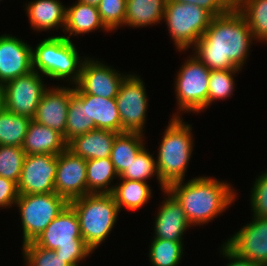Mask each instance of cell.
<instances>
[{
  "label": "cell",
  "mask_w": 267,
  "mask_h": 266,
  "mask_svg": "<svg viewBox=\"0 0 267 266\" xmlns=\"http://www.w3.org/2000/svg\"><path fill=\"white\" fill-rule=\"evenodd\" d=\"M99 28L110 31L102 22L97 6L77 1L66 8L64 32H69V35L64 37L68 40L72 35L86 34Z\"/></svg>",
  "instance_id": "22"
},
{
  "label": "cell",
  "mask_w": 267,
  "mask_h": 266,
  "mask_svg": "<svg viewBox=\"0 0 267 266\" xmlns=\"http://www.w3.org/2000/svg\"><path fill=\"white\" fill-rule=\"evenodd\" d=\"M252 219L225 243L239 256L267 266V217L253 216Z\"/></svg>",
  "instance_id": "15"
},
{
  "label": "cell",
  "mask_w": 267,
  "mask_h": 266,
  "mask_svg": "<svg viewBox=\"0 0 267 266\" xmlns=\"http://www.w3.org/2000/svg\"><path fill=\"white\" fill-rule=\"evenodd\" d=\"M117 134L114 131L96 128L70 140L67 149L85 160L110 157Z\"/></svg>",
  "instance_id": "19"
},
{
  "label": "cell",
  "mask_w": 267,
  "mask_h": 266,
  "mask_svg": "<svg viewBox=\"0 0 267 266\" xmlns=\"http://www.w3.org/2000/svg\"><path fill=\"white\" fill-rule=\"evenodd\" d=\"M4 109V97H3V93L2 90L0 88V112Z\"/></svg>",
  "instance_id": "43"
},
{
  "label": "cell",
  "mask_w": 267,
  "mask_h": 266,
  "mask_svg": "<svg viewBox=\"0 0 267 266\" xmlns=\"http://www.w3.org/2000/svg\"><path fill=\"white\" fill-rule=\"evenodd\" d=\"M178 3L194 4L206 9L214 17L221 16L227 12V10L219 3L218 0H169Z\"/></svg>",
  "instance_id": "39"
},
{
  "label": "cell",
  "mask_w": 267,
  "mask_h": 266,
  "mask_svg": "<svg viewBox=\"0 0 267 266\" xmlns=\"http://www.w3.org/2000/svg\"><path fill=\"white\" fill-rule=\"evenodd\" d=\"M33 70L51 79H67L75 85L80 77L83 59L72 40L64 35L43 39L32 50Z\"/></svg>",
  "instance_id": "6"
},
{
  "label": "cell",
  "mask_w": 267,
  "mask_h": 266,
  "mask_svg": "<svg viewBox=\"0 0 267 266\" xmlns=\"http://www.w3.org/2000/svg\"><path fill=\"white\" fill-rule=\"evenodd\" d=\"M86 165L87 160L67 148L57 155L55 192L68 202L90 193L87 190Z\"/></svg>",
  "instance_id": "14"
},
{
  "label": "cell",
  "mask_w": 267,
  "mask_h": 266,
  "mask_svg": "<svg viewBox=\"0 0 267 266\" xmlns=\"http://www.w3.org/2000/svg\"><path fill=\"white\" fill-rule=\"evenodd\" d=\"M86 173L90 193H112L115 186L111 182L119 178L110 157L87 160Z\"/></svg>",
  "instance_id": "27"
},
{
  "label": "cell",
  "mask_w": 267,
  "mask_h": 266,
  "mask_svg": "<svg viewBox=\"0 0 267 266\" xmlns=\"http://www.w3.org/2000/svg\"><path fill=\"white\" fill-rule=\"evenodd\" d=\"M120 181L115 184L114 190L111 193L119 212L122 210V207H126L132 211L138 210L152 197V190L147 182L128 179H120Z\"/></svg>",
  "instance_id": "26"
},
{
  "label": "cell",
  "mask_w": 267,
  "mask_h": 266,
  "mask_svg": "<svg viewBox=\"0 0 267 266\" xmlns=\"http://www.w3.org/2000/svg\"><path fill=\"white\" fill-rule=\"evenodd\" d=\"M74 93L72 88L55 86L47 89L39 102L33 118L36 122L60 133L66 142V121L70 96Z\"/></svg>",
  "instance_id": "17"
},
{
  "label": "cell",
  "mask_w": 267,
  "mask_h": 266,
  "mask_svg": "<svg viewBox=\"0 0 267 266\" xmlns=\"http://www.w3.org/2000/svg\"><path fill=\"white\" fill-rule=\"evenodd\" d=\"M140 132L118 133L114 139L110 159L115 171L120 175L132 161L135 160L138 152L145 146L143 136Z\"/></svg>",
  "instance_id": "25"
},
{
  "label": "cell",
  "mask_w": 267,
  "mask_h": 266,
  "mask_svg": "<svg viewBox=\"0 0 267 266\" xmlns=\"http://www.w3.org/2000/svg\"><path fill=\"white\" fill-rule=\"evenodd\" d=\"M23 258L27 266H69L55 250L42 248L33 241L22 245Z\"/></svg>",
  "instance_id": "35"
},
{
  "label": "cell",
  "mask_w": 267,
  "mask_h": 266,
  "mask_svg": "<svg viewBox=\"0 0 267 266\" xmlns=\"http://www.w3.org/2000/svg\"><path fill=\"white\" fill-rule=\"evenodd\" d=\"M191 127L180 115L171 118L163 133L156 165L160 180L166 186L185 179L194 147Z\"/></svg>",
  "instance_id": "3"
},
{
  "label": "cell",
  "mask_w": 267,
  "mask_h": 266,
  "mask_svg": "<svg viewBox=\"0 0 267 266\" xmlns=\"http://www.w3.org/2000/svg\"><path fill=\"white\" fill-rule=\"evenodd\" d=\"M56 169V155H25L21 176L17 184L18 194L55 192Z\"/></svg>",
  "instance_id": "13"
},
{
  "label": "cell",
  "mask_w": 267,
  "mask_h": 266,
  "mask_svg": "<svg viewBox=\"0 0 267 266\" xmlns=\"http://www.w3.org/2000/svg\"><path fill=\"white\" fill-rule=\"evenodd\" d=\"M33 242L55 250V254L65 259L69 266H78L93 253L81 236L77 214L69 204Z\"/></svg>",
  "instance_id": "5"
},
{
  "label": "cell",
  "mask_w": 267,
  "mask_h": 266,
  "mask_svg": "<svg viewBox=\"0 0 267 266\" xmlns=\"http://www.w3.org/2000/svg\"><path fill=\"white\" fill-rule=\"evenodd\" d=\"M214 16L194 4L166 0L163 20L178 51L193 47Z\"/></svg>",
  "instance_id": "7"
},
{
  "label": "cell",
  "mask_w": 267,
  "mask_h": 266,
  "mask_svg": "<svg viewBox=\"0 0 267 266\" xmlns=\"http://www.w3.org/2000/svg\"><path fill=\"white\" fill-rule=\"evenodd\" d=\"M18 196L17 184L0 176V208L12 207Z\"/></svg>",
  "instance_id": "38"
},
{
  "label": "cell",
  "mask_w": 267,
  "mask_h": 266,
  "mask_svg": "<svg viewBox=\"0 0 267 266\" xmlns=\"http://www.w3.org/2000/svg\"><path fill=\"white\" fill-rule=\"evenodd\" d=\"M77 214L81 236L94 252L114 228L119 209L111 193H89L69 202Z\"/></svg>",
  "instance_id": "4"
},
{
  "label": "cell",
  "mask_w": 267,
  "mask_h": 266,
  "mask_svg": "<svg viewBox=\"0 0 267 266\" xmlns=\"http://www.w3.org/2000/svg\"><path fill=\"white\" fill-rule=\"evenodd\" d=\"M184 181L171 183L166 191L182 206L192 226L208 224L236 199V192L230 183L216 178L203 176L194 177L186 183Z\"/></svg>",
  "instance_id": "2"
},
{
  "label": "cell",
  "mask_w": 267,
  "mask_h": 266,
  "mask_svg": "<svg viewBox=\"0 0 267 266\" xmlns=\"http://www.w3.org/2000/svg\"><path fill=\"white\" fill-rule=\"evenodd\" d=\"M210 73L211 70L194 54L182 64L174 83L180 111L172 117H179L182 111L199 113L207 109Z\"/></svg>",
  "instance_id": "9"
},
{
  "label": "cell",
  "mask_w": 267,
  "mask_h": 266,
  "mask_svg": "<svg viewBox=\"0 0 267 266\" xmlns=\"http://www.w3.org/2000/svg\"><path fill=\"white\" fill-rule=\"evenodd\" d=\"M93 129H96V127L88 117L87 105H83V93L74 89V93L70 96L67 113L66 143Z\"/></svg>",
  "instance_id": "28"
},
{
  "label": "cell",
  "mask_w": 267,
  "mask_h": 266,
  "mask_svg": "<svg viewBox=\"0 0 267 266\" xmlns=\"http://www.w3.org/2000/svg\"><path fill=\"white\" fill-rule=\"evenodd\" d=\"M67 148L64 137L57 131L31 120L22 145L26 155H59Z\"/></svg>",
  "instance_id": "20"
},
{
  "label": "cell",
  "mask_w": 267,
  "mask_h": 266,
  "mask_svg": "<svg viewBox=\"0 0 267 266\" xmlns=\"http://www.w3.org/2000/svg\"><path fill=\"white\" fill-rule=\"evenodd\" d=\"M227 11H239L243 0H218Z\"/></svg>",
  "instance_id": "41"
},
{
  "label": "cell",
  "mask_w": 267,
  "mask_h": 266,
  "mask_svg": "<svg viewBox=\"0 0 267 266\" xmlns=\"http://www.w3.org/2000/svg\"><path fill=\"white\" fill-rule=\"evenodd\" d=\"M78 1H81L83 3H88L90 5L97 6L101 0H78Z\"/></svg>",
  "instance_id": "42"
},
{
  "label": "cell",
  "mask_w": 267,
  "mask_h": 266,
  "mask_svg": "<svg viewBox=\"0 0 267 266\" xmlns=\"http://www.w3.org/2000/svg\"><path fill=\"white\" fill-rule=\"evenodd\" d=\"M59 0H33L26 5L29 22L36 31L63 27L66 23V6ZM57 27V28H56Z\"/></svg>",
  "instance_id": "21"
},
{
  "label": "cell",
  "mask_w": 267,
  "mask_h": 266,
  "mask_svg": "<svg viewBox=\"0 0 267 266\" xmlns=\"http://www.w3.org/2000/svg\"><path fill=\"white\" fill-rule=\"evenodd\" d=\"M166 0H127L124 26L145 27L163 20Z\"/></svg>",
  "instance_id": "24"
},
{
  "label": "cell",
  "mask_w": 267,
  "mask_h": 266,
  "mask_svg": "<svg viewBox=\"0 0 267 266\" xmlns=\"http://www.w3.org/2000/svg\"><path fill=\"white\" fill-rule=\"evenodd\" d=\"M239 12L246 19L254 39L267 43V0H243Z\"/></svg>",
  "instance_id": "30"
},
{
  "label": "cell",
  "mask_w": 267,
  "mask_h": 266,
  "mask_svg": "<svg viewBox=\"0 0 267 266\" xmlns=\"http://www.w3.org/2000/svg\"><path fill=\"white\" fill-rule=\"evenodd\" d=\"M152 266H178L183 254V241L153 238L149 247Z\"/></svg>",
  "instance_id": "32"
},
{
  "label": "cell",
  "mask_w": 267,
  "mask_h": 266,
  "mask_svg": "<svg viewBox=\"0 0 267 266\" xmlns=\"http://www.w3.org/2000/svg\"><path fill=\"white\" fill-rule=\"evenodd\" d=\"M167 194V195H165ZM165 200L158 209L155 219V235L153 238L168 241H182L184 233L192 226L177 200L168 192L164 191Z\"/></svg>",
  "instance_id": "18"
},
{
  "label": "cell",
  "mask_w": 267,
  "mask_h": 266,
  "mask_svg": "<svg viewBox=\"0 0 267 266\" xmlns=\"http://www.w3.org/2000/svg\"><path fill=\"white\" fill-rule=\"evenodd\" d=\"M81 73L74 89L79 93L115 99L126 74L89 57L83 58Z\"/></svg>",
  "instance_id": "12"
},
{
  "label": "cell",
  "mask_w": 267,
  "mask_h": 266,
  "mask_svg": "<svg viewBox=\"0 0 267 266\" xmlns=\"http://www.w3.org/2000/svg\"><path fill=\"white\" fill-rule=\"evenodd\" d=\"M43 77L32 70L1 86L4 108L11 113L33 119L42 95L48 89L42 81Z\"/></svg>",
  "instance_id": "10"
},
{
  "label": "cell",
  "mask_w": 267,
  "mask_h": 266,
  "mask_svg": "<svg viewBox=\"0 0 267 266\" xmlns=\"http://www.w3.org/2000/svg\"><path fill=\"white\" fill-rule=\"evenodd\" d=\"M32 50L22 39L0 35V87L33 70Z\"/></svg>",
  "instance_id": "16"
},
{
  "label": "cell",
  "mask_w": 267,
  "mask_h": 266,
  "mask_svg": "<svg viewBox=\"0 0 267 266\" xmlns=\"http://www.w3.org/2000/svg\"><path fill=\"white\" fill-rule=\"evenodd\" d=\"M138 75L127 74L115 98L121 119L122 132L143 133L148 109V96Z\"/></svg>",
  "instance_id": "11"
},
{
  "label": "cell",
  "mask_w": 267,
  "mask_h": 266,
  "mask_svg": "<svg viewBox=\"0 0 267 266\" xmlns=\"http://www.w3.org/2000/svg\"><path fill=\"white\" fill-rule=\"evenodd\" d=\"M240 69L228 70H211L208 87V106L214 100L225 99L233 95L234 91V74Z\"/></svg>",
  "instance_id": "33"
},
{
  "label": "cell",
  "mask_w": 267,
  "mask_h": 266,
  "mask_svg": "<svg viewBox=\"0 0 267 266\" xmlns=\"http://www.w3.org/2000/svg\"><path fill=\"white\" fill-rule=\"evenodd\" d=\"M145 147H143L134 161L119 175V179H128L133 181L146 182L152 176H156L163 192L166 190V185L160 180L156 160L153 158Z\"/></svg>",
  "instance_id": "31"
},
{
  "label": "cell",
  "mask_w": 267,
  "mask_h": 266,
  "mask_svg": "<svg viewBox=\"0 0 267 266\" xmlns=\"http://www.w3.org/2000/svg\"><path fill=\"white\" fill-rule=\"evenodd\" d=\"M127 0H101L97 5L104 25L113 31L125 23Z\"/></svg>",
  "instance_id": "36"
},
{
  "label": "cell",
  "mask_w": 267,
  "mask_h": 266,
  "mask_svg": "<svg viewBox=\"0 0 267 266\" xmlns=\"http://www.w3.org/2000/svg\"><path fill=\"white\" fill-rule=\"evenodd\" d=\"M250 205L255 217H267V170L256 178L251 188Z\"/></svg>",
  "instance_id": "37"
},
{
  "label": "cell",
  "mask_w": 267,
  "mask_h": 266,
  "mask_svg": "<svg viewBox=\"0 0 267 266\" xmlns=\"http://www.w3.org/2000/svg\"><path fill=\"white\" fill-rule=\"evenodd\" d=\"M68 204L56 192L20 194L15 206H18L21 216L22 243L34 241Z\"/></svg>",
  "instance_id": "8"
},
{
  "label": "cell",
  "mask_w": 267,
  "mask_h": 266,
  "mask_svg": "<svg viewBox=\"0 0 267 266\" xmlns=\"http://www.w3.org/2000/svg\"><path fill=\"white\" fill-rule=\"evenodd\" d=\"M83 105H87L88 117L97 129L121 133V119L115 99L83 93Z\"/></svg>",
  "instance_id": "23"
},
{
  "label": "cell",
  "mask_w": 267,
  "mask_h": 266,
  "mask_svg": "<svg viewBox=\"0 0 267 266\" xmlns=\"http://www.w3.org/2000/svg\"><path fill=\"white\" fill-rule=\"evenodd\" d=\"M31 120L4 108L0 112V145L22 147Z\"/></svg>",
  "instance_id": "29"
},
{
  "label": "cell",
  "mask_w": 267,
  "mask_h": 266,
  "mask_svg": "<svg viewBox=\"0 0 267 266\" xmlns=\"http://www.w3.org/2000/svg\"><path fill=\"white\" fill-rule=\"evenodd\" d=\"M255 40L239 11L212 18L209 27L192 47L193 54L210 70L241 69Z\"/></svg>",
  "instance_id": "1"
},
{
  "label": "cell",
  "mask_w": 267,
  "mask_h": 266,
  "mask_svg": "<svg viewBox=\"0 0 267 266\" xmlns=\"http://www.w3.org/2000/svg\"><path fill=\"white\" fill-rule=\"evenodd\" d=\"M25 155L22 147L0 145V176L18 184Z\"/></svg>",
  "instance_id": "34"
},
{
  "label": "cell",
  "mask_w": 267,
  "mask_h": 266,
  "mask_svg": "<svg viewBox=\"0 0 267 266\" xmlns=\"http://www.w3.org/2000/svg\"><path fill=\"white\" fill-rule=\"evenodd\" d=\"M222 255L231 260L226 266H260L242 256H239L235 251H233L226 243L221 246Z\"/></svg>",
  "instance_id": "40"
}]
</instances>
